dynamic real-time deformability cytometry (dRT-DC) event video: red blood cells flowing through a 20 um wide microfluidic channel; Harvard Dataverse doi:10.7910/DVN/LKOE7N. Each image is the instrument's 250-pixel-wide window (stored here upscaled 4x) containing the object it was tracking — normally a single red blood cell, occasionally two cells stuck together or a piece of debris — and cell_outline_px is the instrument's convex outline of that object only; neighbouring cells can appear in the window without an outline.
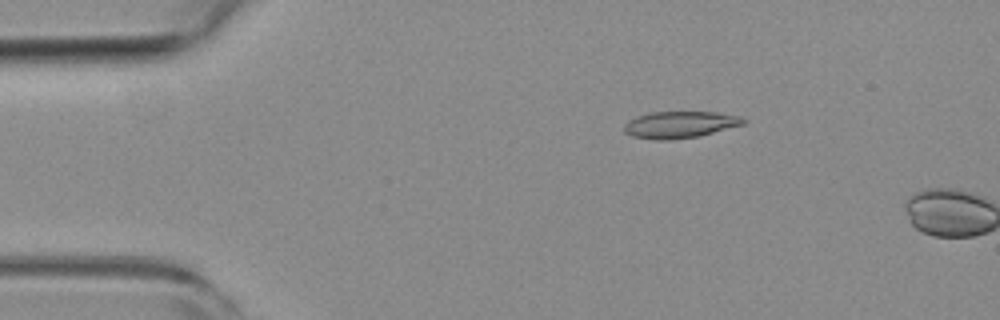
{"species": "common noctule bat (a hibernating species)", "species_latin": "Nyctalus noctula", "temperature_condition": "room temperature", "stored_images_in_passage": 6, "camera_frame_rate_fps": 3000, "um_per_image_px": 0.085, "animal": {"sex": "female", "body_mass_g": 19.3, "forearm_length_mm": 54.1}, "frame": {"image": 1, "passage_image": 5, "time_ms": 1.333, "image_size_px": [1000, 320], "cell_outline_px": [[748, 120], [744, 124], [696, 136], [668, 140], [656, 140], [632, 136], [624, 132], [624, 124], [628, 120], [636, 116], [652, 112], [716, 112], [740, 116]], "centroid_in_image_um": [57.76, 10.58], "position_along_channel_um": 27.2, "area_um2": 18.44}}